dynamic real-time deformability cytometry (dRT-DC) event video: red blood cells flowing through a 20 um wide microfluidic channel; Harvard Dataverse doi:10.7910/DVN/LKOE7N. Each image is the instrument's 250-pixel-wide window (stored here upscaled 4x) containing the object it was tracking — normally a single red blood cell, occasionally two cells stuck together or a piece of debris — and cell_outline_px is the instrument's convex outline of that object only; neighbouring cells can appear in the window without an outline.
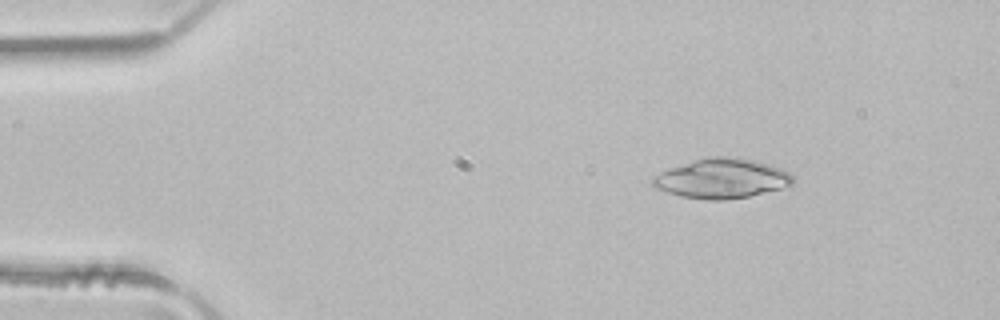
{"species": "common noctule bat (a hibernating species)", "species_latin": "Nyctalus noctula", "temperature_condition": "room temperature", "stored_images_in_passage": 4, "camera_frame_rate_fps": 3000, "um_per_image_px": 0.085, "animal": {"sex": "male", "body_mass_g": 21.5, "forearm_length_mm": 52.0}, "frame": {"image": 1, "passage_image": 2, "time_ms": 0.333, "image_size_px": [1000, 320], "cell_outline_px": [[792, 184], [780, 188], [748, 196], [724, 200], [708, 200], [680, 196], [656, 188], [652, 184], [652, 176], [668, 168], [696, 160], [712, 156], [736, 156], [768, 164], [780, 168], [788, 172], [792, 176]], "centroid_in_image_um": [61.31, 15.17], "position_along_channel_um": 23.7, "area_um2": 32.08}}
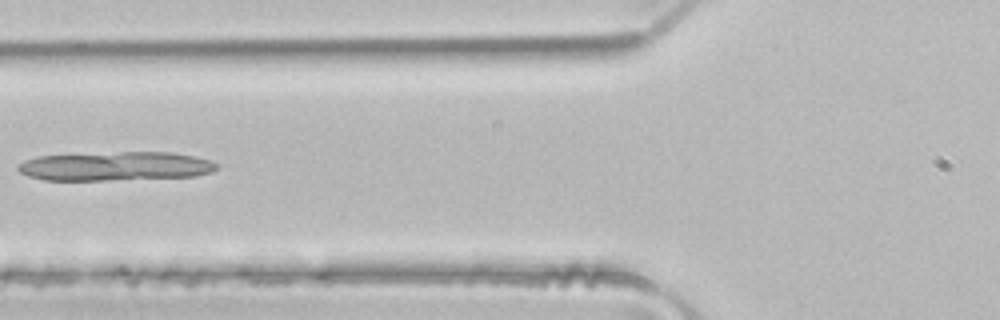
{"frame": {"image": 2, "passage_image": 4, "time_ms": 1.0, "image_size_px": [1000, 320], "cell_outline_px": [[216, 168], [212, 172], [196, 176], [104, 180], [44, 180], [28, 176], [20, 172], [16, 168], [16, 164], [24, 160], [36, 156], [120, 152], [172, 152], [212, 160], [216, 164]], "centroid_in_image_um": [9.77, 14.12], "position_along_channel_um": 116.0, "area_um2": 33.52}}